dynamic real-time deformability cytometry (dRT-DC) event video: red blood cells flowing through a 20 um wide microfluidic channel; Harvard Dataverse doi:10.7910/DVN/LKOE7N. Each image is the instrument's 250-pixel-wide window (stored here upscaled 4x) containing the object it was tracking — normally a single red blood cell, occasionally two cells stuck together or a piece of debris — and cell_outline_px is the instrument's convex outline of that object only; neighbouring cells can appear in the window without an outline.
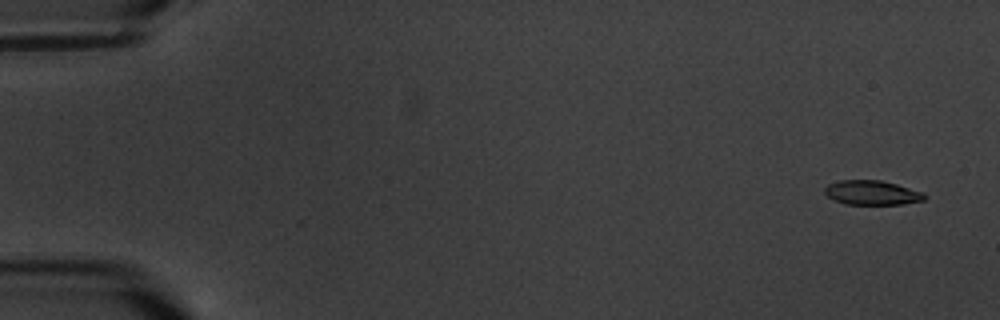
{"species": "common noctule bat (a hibernating species)", "species_latin": "Nyctalus noctula", "temperature_condition": "warm", "stored_images_in_passage": 5, "camera_frame_rate_fps": 3000, "um_per_image_px": 0.085, "animal": {"sex": "male", "body_mass_g": 20.1, "forearm_length_mm": 53.5}, "frame": {"image": 1, "passage_image": 1, "time_ms": 0.0, "image_size_px": [1000, 320], "cell_outline_px": [[924, 200], [904, 204], [844, 204], [828, 196], [824, 192], [824, 188], [828, 184], [840, 180], [880, 180], [896, 184], [924, 192]], "centroid_in_image_um": [74.11, 16.37], "position_along_channel_um": 10.9, "area_um2": 14.1}}
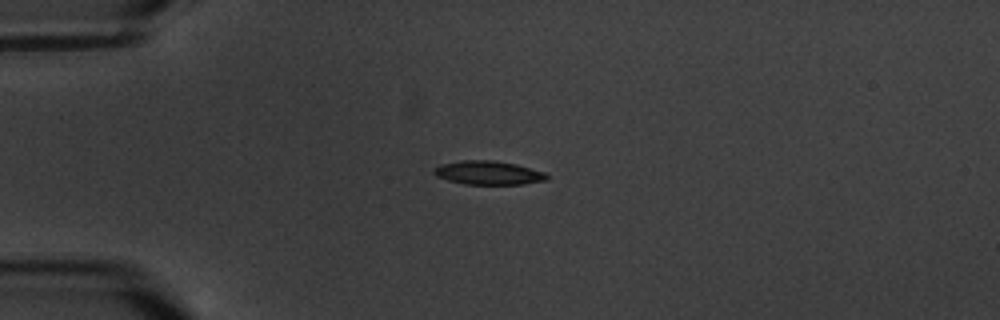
{"frame": {"image": 2, "passage_image": 4, "time_ms": 4.333, "image_size_px": [1000, 320], "cell_outline_px": [[548, 180], [524, 184], [464, 184], [448, 180], [436, 176], [432, 172], [432, 168], [440, 164], [460, 160], [492, 160], [516, 164], [544, 172], [548, 176]], "centroid_in_image_um": [41.47, 14.68], "position_along_channel_um": 43.5, "area_um2": 15.72}}